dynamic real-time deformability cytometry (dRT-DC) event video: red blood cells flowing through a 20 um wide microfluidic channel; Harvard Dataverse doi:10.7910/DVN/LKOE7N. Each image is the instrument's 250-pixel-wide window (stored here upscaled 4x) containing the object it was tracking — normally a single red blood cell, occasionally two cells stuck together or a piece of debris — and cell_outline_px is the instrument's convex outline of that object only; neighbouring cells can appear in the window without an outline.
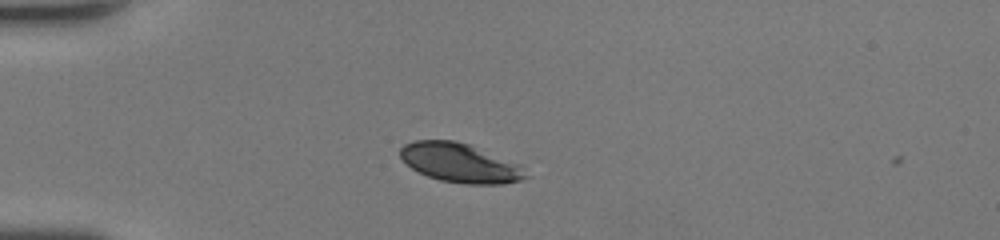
{"species": "human", "species_latin": "Homo sapiens", "temperature_condition": "room temperature", "stored_images_in_passage": 36, "camera_frame_rate_fps": 3000, "um_per_image_px": 0.085, "donor": {"sex": "female"}, "frame": {"image": 1, "passage_image": 1, "time_ms": 0.0, "image_size_px": [1000, 240], "cell_outline_px": [[528, 176], [520, 180], [504, 184], [464, 184], [440, 180], [428, 176], [412, 168], [400, 156], [400, 148], [404, 144], [416, 140], [452, 140], [468, 144], [520, 164]], "centroid_in_image_um": [39.11, 13.85], "position_along_channel_um": 45.9, "area_um2": 28.38}}
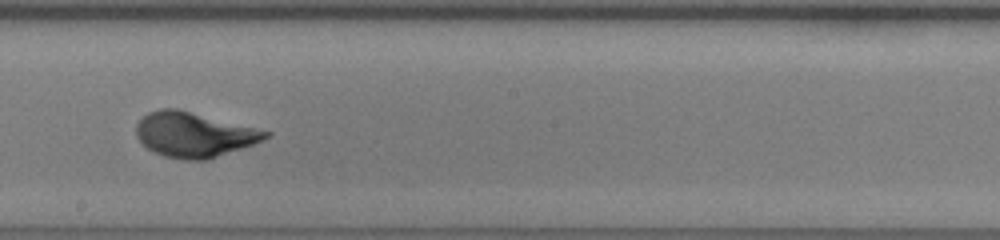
{"frame": {"image": 2, "passage_image": 16, "time_ms": 5.0, "image_size_px": [1000, 240], "cell_outline_px": [[272, 136], [264, 140], [208, 160], [184, 160], [164, 156], [148, 148], [136, 136], [136, 124], [148, 112], [160, 108], [176, 108], [272, 132]], "centroid_in_image_um": [16.5, 11.44], "position_along_channel_um": 231.7, "area_um2": 33.64}}
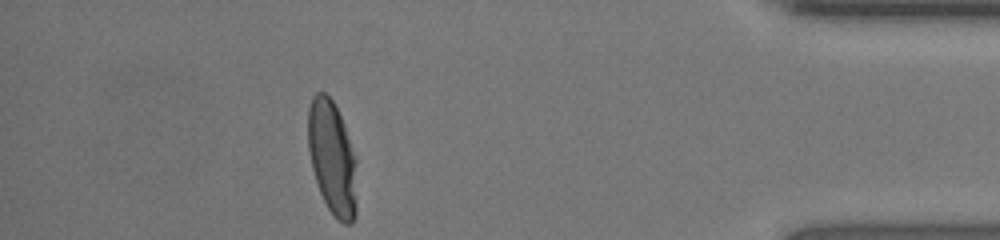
{"frame": {"image": 3, "passage_image": 31, "time_ms": 10.0, "image_size_px": [1000, 240], "cell_outline_px": [[356, 216], [352, 224], [344, 224], [328, 208], [320, 192], [312, 168], [308, 148], [308, 108], [312, 96], [316, 92], [324, 92], [332, 100], [344, 124], [356, 156]], "centroid_in_image_um": [28.25, 13.41], "position_along_channel_um": 407.0, "area_um2": 32.43}, "authors_computed_cell_mechanics": {"area_um2": 32.657, "velocity_mm_per_s": 4.3476, "shape_relaxation_time_tau1_ms": 2.8077, "shape_relaxation_time_tau2_ms": null, "deformation_change_tau1": 0.1785, "deformation_change_tau2": null}}